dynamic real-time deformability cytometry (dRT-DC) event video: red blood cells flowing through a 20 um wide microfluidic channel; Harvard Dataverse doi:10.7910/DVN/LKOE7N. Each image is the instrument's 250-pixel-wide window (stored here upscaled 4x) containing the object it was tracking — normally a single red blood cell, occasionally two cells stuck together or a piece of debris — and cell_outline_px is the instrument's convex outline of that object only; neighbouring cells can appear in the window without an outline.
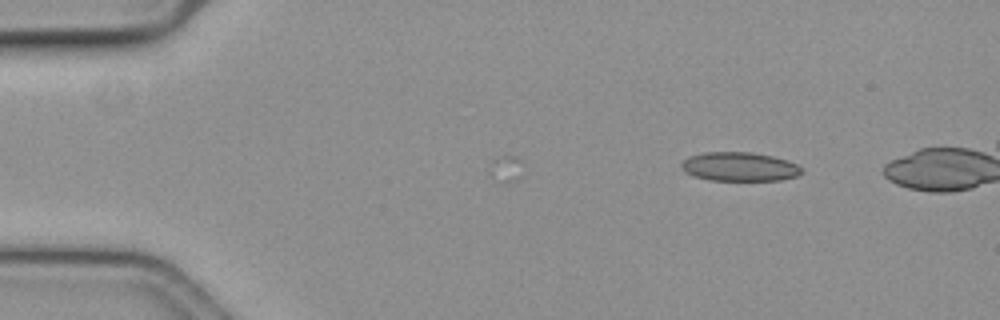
{"species": "common noctule bat (a hibernating species)", "species_latin": "Nyctalus noctula", "temperature_condition": "cold", "stored_images_in_passage": 2, "camera_frame_rate_fps": 3000, "um_per_image_px": 0.085, "animal": {"sex": "female", "body_mass_g": 19.3, "forearm_length_mm": 54.1}, "frame": {"image": 1, "passage_image": 2, "time_ms": 0.333, "image_size_px": [1000, 320], "cell_outline_px": [[804, 172], [796, 176], [780, 180], [712, 180], [696, 176], [688, 172], [680, 164], [688, 156], [704, 152], [752, 152], [772, 156], [788, 160], [796, 164]], "centroid_in_image_um": [62.89, 14.15], "position_along_channel_um": 22.1, "area_um2": 20.06}}